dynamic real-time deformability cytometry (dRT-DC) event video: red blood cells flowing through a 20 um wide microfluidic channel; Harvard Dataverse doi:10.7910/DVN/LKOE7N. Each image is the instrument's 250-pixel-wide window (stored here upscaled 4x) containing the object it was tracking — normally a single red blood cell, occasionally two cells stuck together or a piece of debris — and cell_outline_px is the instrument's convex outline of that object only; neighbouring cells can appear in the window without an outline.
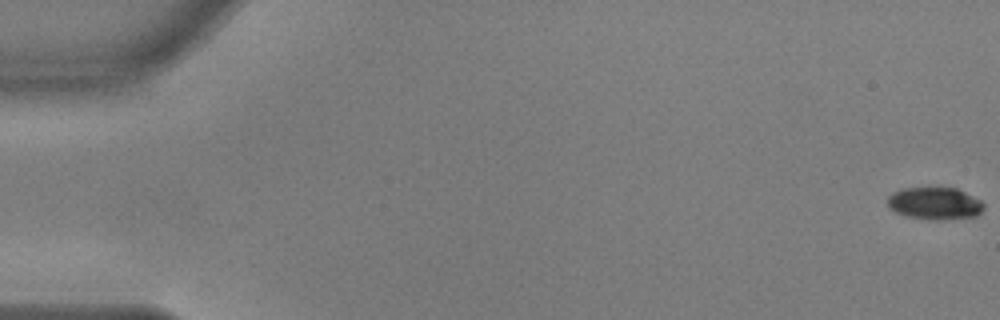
{"species": "common noctule bat (a hibernating species)", "species_latin": "Nyctalus noctula", "temperature_condition": "warm", "stored_images_in_passage": 18, "camera_frame_rate_fps": 3000, "um_per_image_px": 0.085, "animal": {"sex": "male", "body_mass_g": 17.9, "forearm_length_mm": 54.2}, "frame": {"image": 1, "passage_image": 1, "time_ms": 0.0, "image_size_px": [1000, 320], "cell_outline_px": [[984, 208], [976, 216], [940, 220], [932, 220], [904, 216], [888, 208], [888, 196], [892, 192], [900, 188], [928, 184], [956, 188], [980, 200], [984, 204]], "centroid_in_image_um": [79.39, 17.23], "position_along_channel_um": 5.6, "area_um2": 18.96}}
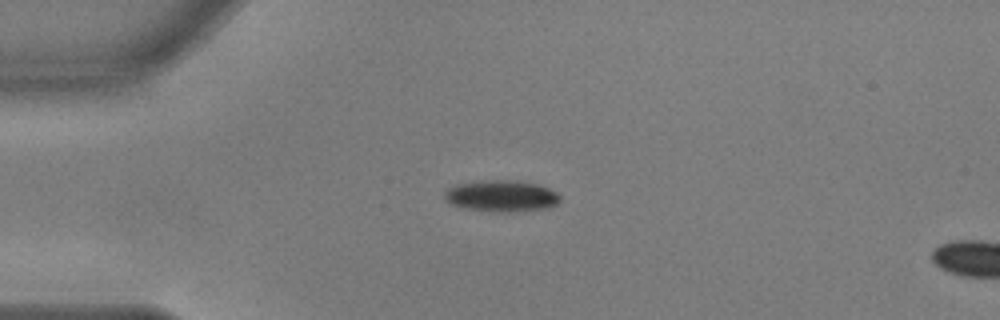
{"frame": {"image": 2, "passage_image": 15, "time_ms": 4.667, "image_size_px": [1000, 320], "cell_outline_px": [[560, 200], [556, 204], [548, 208], [508, 212], [496, 212], [464, 208], [452, 204], [444, 200], [444, 192], [460, 184], [488, 180], [516, 180], [536, 184], [548, 188], [556, 192], [560, 196]], "centroid_in_image_um": [42.65, 16.67], "position_along_channel_um": 42.4, "area_um2": 20.92}}